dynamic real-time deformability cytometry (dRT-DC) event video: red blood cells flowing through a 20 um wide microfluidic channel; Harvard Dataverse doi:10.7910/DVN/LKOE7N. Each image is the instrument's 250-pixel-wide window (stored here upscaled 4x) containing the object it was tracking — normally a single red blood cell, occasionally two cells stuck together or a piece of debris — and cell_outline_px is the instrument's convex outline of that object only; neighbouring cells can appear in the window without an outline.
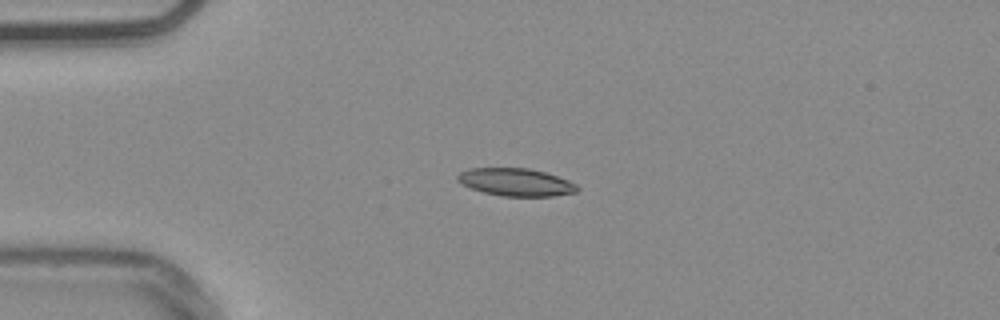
{"species": "common noctule bat (a hibernating species)", "species_latin": "Nyctalus noctula", "temperature_condition": "warm", "stored_images_in_passage": 40, "camera_frame_rate_fps": 3000, "um_per_image_px": 0.085, "animal": {"sex": "male", "body_mass_g": 20.4}, "frame": {"image": 1, "passage_image": 1, "time_ms": 0.0, "image_size_px": [1000, 320], "cell_outline_px": [[580, 188], [576, 192], [552, 196], [504, 196], [484, 192], [472, 188], [456, 180], [456, 176], [460, 172], [468, 168], [528, 168], [544, 172], [568, 180], [576, 184]], "centroid_in_image_um": [43.85, 15.48], "position_along_channel_um": 41.2, "area_um2": 19.13}}
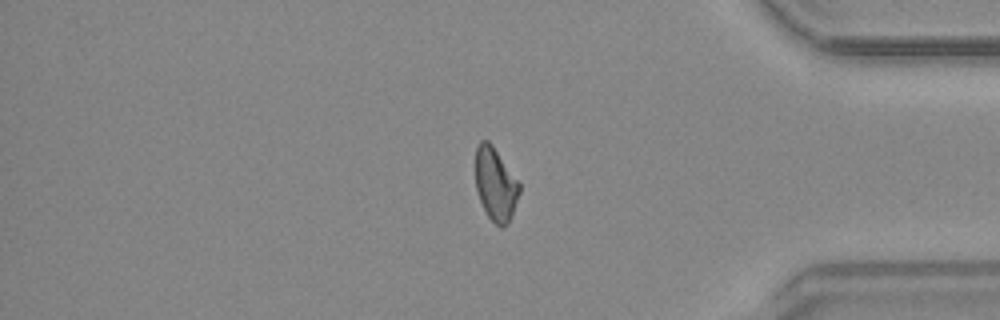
{"frame": {"image": 2, "passage_image": 33, "time_ms": 10.667, "image_size_px": [1000, 320], "cell_outline_px": [[520, 192], [512, 216], [508, 224], [500, 228], [488, 216], [480, 200], [476, 188], [476, 148], [480, 140], [488, 140], [492, 144], [520, 184]], "centroid_in_image_um": [42.12, 15.67], "position_along_channel_um": 393.1, "area_um2": 18.55}}